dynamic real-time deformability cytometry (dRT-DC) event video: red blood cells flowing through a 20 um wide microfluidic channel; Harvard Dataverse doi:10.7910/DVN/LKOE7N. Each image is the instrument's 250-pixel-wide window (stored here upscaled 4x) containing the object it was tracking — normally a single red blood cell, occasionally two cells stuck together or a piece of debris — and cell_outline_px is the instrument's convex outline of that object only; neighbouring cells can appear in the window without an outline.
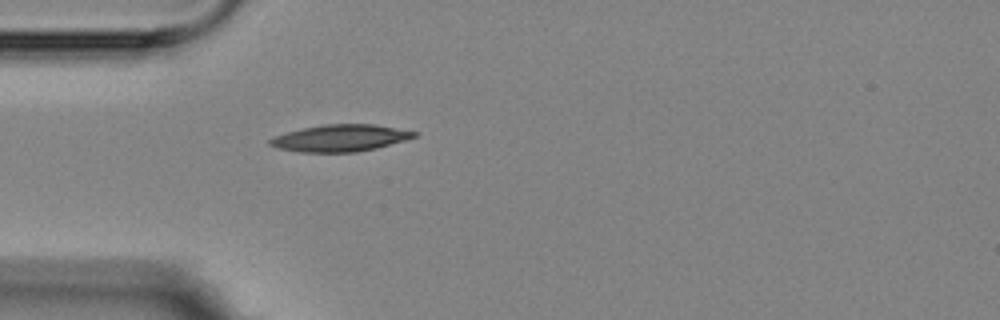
{"species": "Egyptian fruit bat (a non-hibernating species)", "species_latin": "Rousettus aegyptiacus", "temperature_condition": "room temperature", "stored_images_in_passage": 5, "camera_frame_rate_fps": 3000, "um_per_image_px": 0.085, "animal": {"sex": "female"}, "frame": {"image": 1, "passage_image": 5, "time_ms": 4.667, "image_size_px": [1000, 320], "cell_outline_px": [[416, 136], [404, 140], [376, 148], [356, 152], [300, 152], [276, 148], [268, 144], [268, 140], [272, 136], [304, 128], [324, 124], [372, 124], [416, 132]], "centroid_in_image_um": [28.84, 11.74], "position_along_channel_um": 56.2, "area_um2": 22.31}}